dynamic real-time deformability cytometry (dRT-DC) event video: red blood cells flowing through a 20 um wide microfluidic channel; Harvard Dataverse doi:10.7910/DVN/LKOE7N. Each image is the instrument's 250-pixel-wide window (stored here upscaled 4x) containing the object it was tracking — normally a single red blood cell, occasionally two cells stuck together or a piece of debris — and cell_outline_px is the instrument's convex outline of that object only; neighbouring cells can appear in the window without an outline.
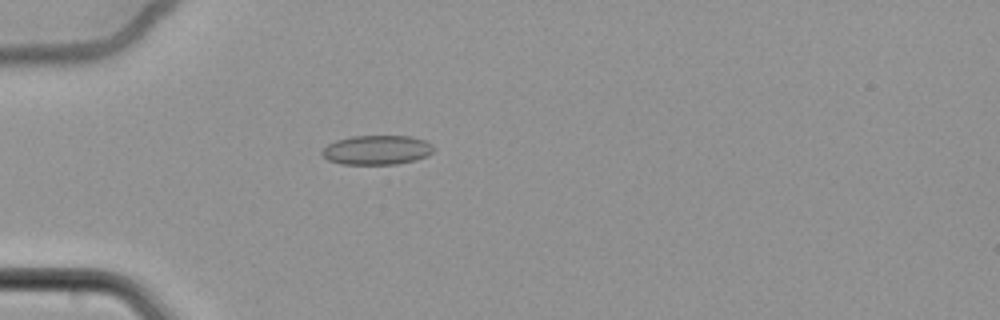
{"species": "common noctule bat (a hibernating species)", "species_latin": "Nyctalus noctula", "temperature_condition": "cold", "stored_images_in_passage": 9, "camera_frame_rate_fps": 3000, "um_per_image_px": 0.085, "animal": {"sex": "female", "body_mass_g": 22.7, "forearm_length_mm": 54.2}, "frame": {"image": 1, "passage_image": 2, "time_ms": 0.333, "image_size_px": [1000, 320], "cell_outline_px": [[436, 148], [428, 156], [416, 160], [396, 164], [344, 164], [328, 160], [320, 152], [328, 144], [336, 140], [352, 136], [412, 136], [424, 140], [432, 144]], "centroid_in_image_um": [32.07, 12.74], "position_along_channel_um": 52.9, "area_um2": 19.19}}
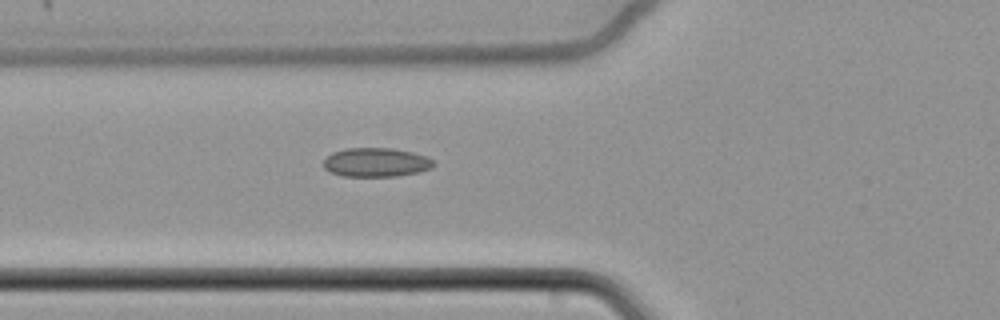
{"frame": {"image": 2, "passage_image": 7, "time_ms": 2.0, "image_size_px": [1000, 320], "cell_outline_px": [[436, 164], [432, 168], [420, 172], [396, 176], [344, 176], [332, 172], [324, 168], [324, 160], [332, 152], [344, 148], [392, 148], [412, 152], [428, 156]], "centroid_in_image_um": [32.0, 13.79], "position_along_channel_um": 93.8, "area_um2": 18.67}}